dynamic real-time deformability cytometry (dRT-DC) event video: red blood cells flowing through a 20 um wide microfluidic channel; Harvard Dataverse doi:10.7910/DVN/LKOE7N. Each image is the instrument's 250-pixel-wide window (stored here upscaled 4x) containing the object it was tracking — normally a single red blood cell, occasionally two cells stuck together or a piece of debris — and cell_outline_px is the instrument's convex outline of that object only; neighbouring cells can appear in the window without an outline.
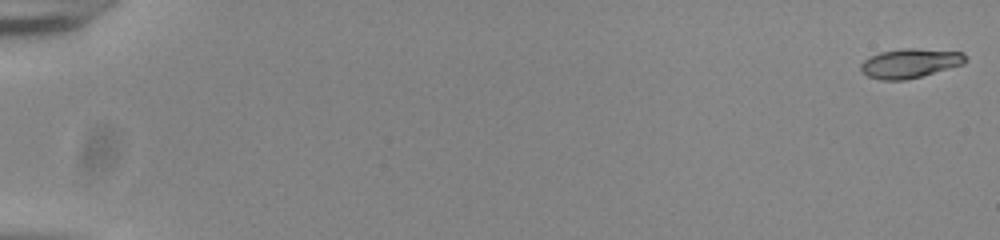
{"species": "common noctule bat (a hibernating species)", "species_latin": "Nyctalus noctula", "temperature_condition": "room temperature", "stored_images_in_passage": 56, "camera_frame_rate_fps": 3000, "um_per_image_px": 0.085, "animal": {"sex": "male", "body_mass_g": 20.0, "forearm_length_mm": 53.3}, "frame": {"image": 1, "passage_image": 1, "time_ms": 0.0, "image_size_px": [1000, 240], "cell_outline_px": [[968, 60], [964, 64], [920, 76], [904, 80], [880, 80], [868, 76], [860, 68], [860, 64], [864, 60], [880, 52], [904, 48], [916, 48], [964, 52], [968, 56]], "centroid_in_image_um": [77.39, 5.36], "position_along_channel_um": 7.6, "area_um2": 17.86}}
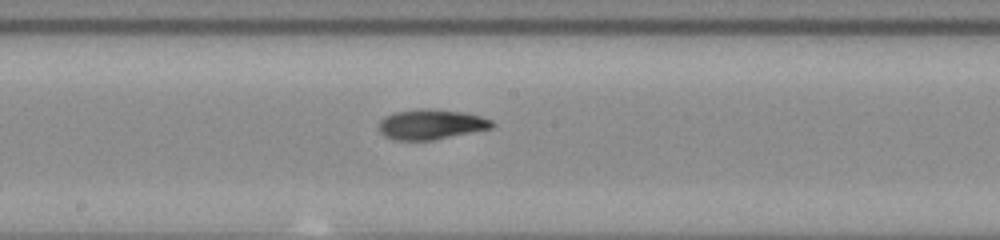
{"frame": {"image": 2, "passage_image": 32, "time_ms": 10.333, "image_size_px": [1000, 240], "cell_outline_px": [[496, 124], [492, 128], [432, 140], [392, 140], [384, 136], [380, 132], [380, 120], [384, 116], [396, 112], [416, 108], [428, 108], [464, 112], [480, 116], [492, 120]], "centroid_in_image_um": [36.63, 10.56], "position_along_channel_um": 211.6, "area_um2": 19.94}}
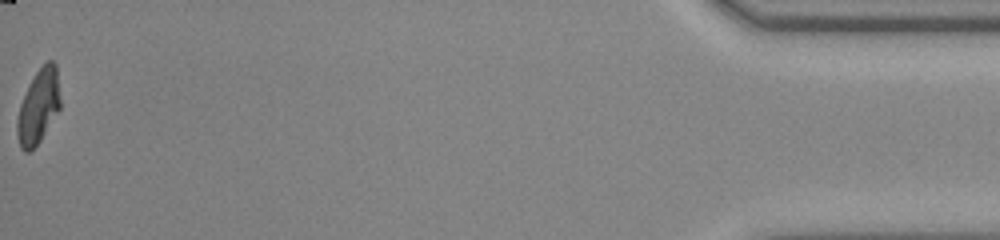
{"frame": {"image": 3, "passage_image": 56, "time_ms": 18.333, "image_size_px": [1000, 240], "cell_outline_px": [[60, 108], [40, 140], [28, 152], [24, 152], [20, 148], [16, 132], [16, 120], [20, 104], [36, 72], [48, 60], [52, 60], [56, 64], [60, 100]], "centroid_in_image_um": [3.25, 9.07], "position_along_channel_um": 431.9, "area_um2": 18.32}, "authors_computed_cell_mechanics": {"area_um2": 19.2474, "velocity_mm_per_s": 3.8358, "shape_relaxation_time_tau1_ms": 4.4416, "shape_relaxation_time_tau2_ms": 3.148, "deformation_change_tau1": 0.2095, "deformation_change_tau2": 0.0391}}